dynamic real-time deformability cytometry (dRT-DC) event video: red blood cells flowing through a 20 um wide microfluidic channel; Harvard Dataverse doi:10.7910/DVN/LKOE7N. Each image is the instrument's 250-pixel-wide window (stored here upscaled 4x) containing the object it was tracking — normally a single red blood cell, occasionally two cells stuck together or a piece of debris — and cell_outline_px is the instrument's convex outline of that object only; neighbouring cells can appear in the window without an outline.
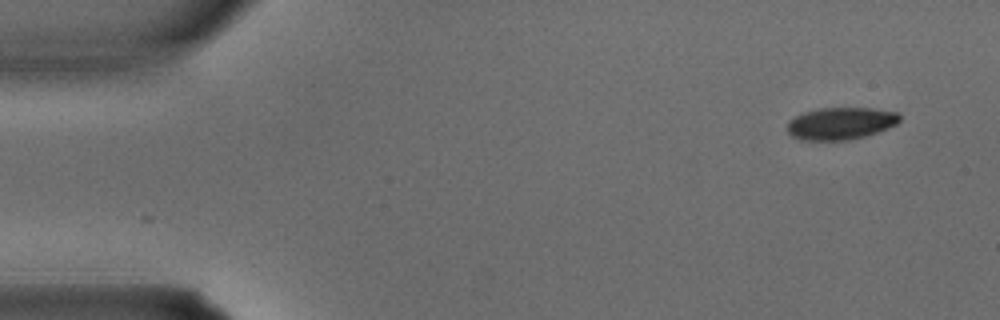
{"species": "common noctule bat (a hibernating species)", "species_latin": "Nyctalus noctula", "temperature_condition": "warm", "stored_images_in_passage": 3, "camera_frame_rate_fps": 3000, "um_per_image_px": 0.085, "animal": {"sex": "male", "body_mass_g": 15.6}, "frame": {"image": 1, "passage_image": 1, "time_ms": 0.0, "image_size_px": [1000, 320], "cell_outline_px": [[900, 120], [896, 124], [888, 128], [864, 136], [848, 140], [800, 140], [792, 136], [788, 132], [788, 120], [804, 112], [820, 108], [872, 108], [896, 112], [900, 116]], "centroid_in_image_um": [71.44, 10.49], "position_along_channel_um": 13.6, "area_um2": 20.98}}
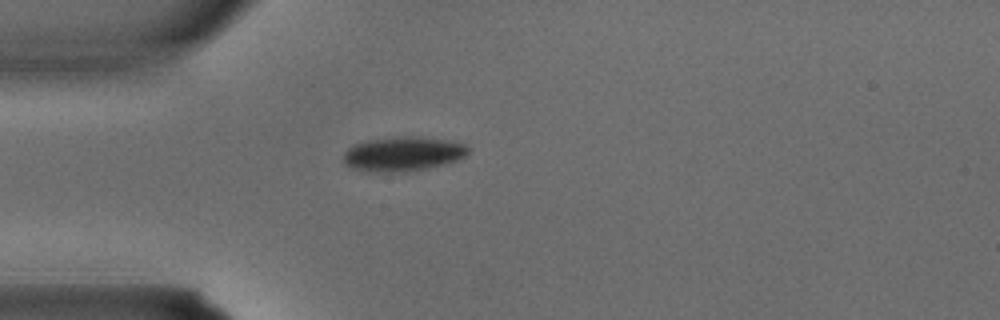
{"frame": {"image": 2, "passage_image": 3, "time_ms": 0.667, "image_size_px": [1000, 320], "cell_outline_px": [[468, 152], [464, 156], [456, 160], [444, 164], [416, 172], [360, 172], [344, 164], [344, 152], [352, 144], [368, 140], [404, 136], [420, 136], [452, 140], [464, 144], [468, 148]], "centroid_in_image_um": [34.23, 13.1], "position_along_channel_um": 50.8, "area_um2": 25.61}}